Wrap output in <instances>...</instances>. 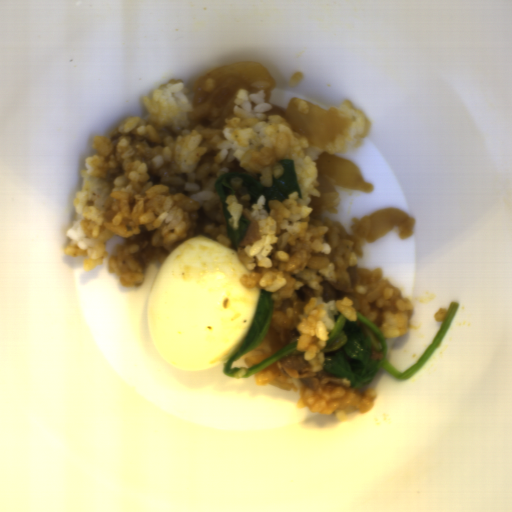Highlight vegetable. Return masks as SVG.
Segmentation results:
<instances>
[{
	"mask_svg": "<svg viewBox=\"0 0 512 512\" xmlns=\"http://www.w3.org/2000/svg\"><path fill=\"white\" fill-rule=\"evenodd\" d=\"M460 304L451 302L443 324L429 347L419 357L415 364L405 372L398 371L387 361L388 345L379 328L369 321L362 313L357 312L356 321H349L340 311L334 314L335 325L328 335V340L321 350L324 355L322 371H328L337 378L350 381L351 388L365 387L372 382L380 369L386 370L398 380H407L414 376L438 348L446 335ZM367 324L377 335L381 343L372 336H364L357 326V321ZM382 351V360L370 359L371 347Z\"/></svg>",
	"mask_w": 512,
	"mask_h": 512,
	"instance_id": "add77e79",
	"label": "vegetable"
},
{
	"mask_svg": "<svg viewBox=\"0 0 512 512\" xmlns=\"http://www.w3.org/2000/svg\"><path fill=\"white\" fill-rule=\"evenodd\" d=\"M277 163L281 164L283 173L278 178H274L272 174L270 187H264L250 176L240 173H225L216 178L214 189L222 201L227 238L232 243L235 250L240 247L249 229L251 220L246 218L244 215H241L237 230H233L230 226L229 219H231L232 215L227 211V197L236 194L230 184V180L232 178L241 179V185L242 187H245V191L250 198V205H257L259 197L264 196V209L268 214L271 213L269 202L281 203L285 200H289L288 196H290L294 191H297L299 199L302 198L301 189L299 187L295 171V160L283 159L278 160Z\"/></svg>",
	"mask_w": 512,
	"mask_h": 512,
	"instance_id": "ea0f7189",
	"label": "vegetable"
},
{
	"mask_svg": "<svg viewBox=\"0 0 512 512\" xmlns=\"http://www.w3.org/2000/svg\"><path fill=\"white\" fill-rule=\"evenodd\" d=\"M275 301L272 294L260 288L259 302L254 320L250 326L248 334L239 347V349L224 362L222 374L226 377L236 378L235 373L240 371V367L231 369L232 363L243 355L248 354L261 346L264 338L269 332L273 317Z\"/></svg>",
	"mask_w": 512,
	"mask_h": 512,
	"instance_id": "f7b5029e",
	"label": "vegetable"
},
{
	"mask_svg": "<svg viewBox=\"0 0 512 512\" xmlns=\"http://www.w3.org/2000/svg\"><path fill=\"white\" fill-rule=\"evenodd\" d=\"M296 350H297V341L284 346L278 352H276L272 356L268 357L267 359L261 361L260 363L254 365V366L247 368V374L240 378L241 379L249 378L253 374L257 373L258 371H260L264 368L269 367L270 365L274 364L275 362H280L285 357L290 356L291 354L296 352Z\"/></svg>",
	"mask_w": 512,
	"mask_h": 512,
	"instance_id": "96ceb2fe",
	"label": "vegetable"
}]
</instances>
